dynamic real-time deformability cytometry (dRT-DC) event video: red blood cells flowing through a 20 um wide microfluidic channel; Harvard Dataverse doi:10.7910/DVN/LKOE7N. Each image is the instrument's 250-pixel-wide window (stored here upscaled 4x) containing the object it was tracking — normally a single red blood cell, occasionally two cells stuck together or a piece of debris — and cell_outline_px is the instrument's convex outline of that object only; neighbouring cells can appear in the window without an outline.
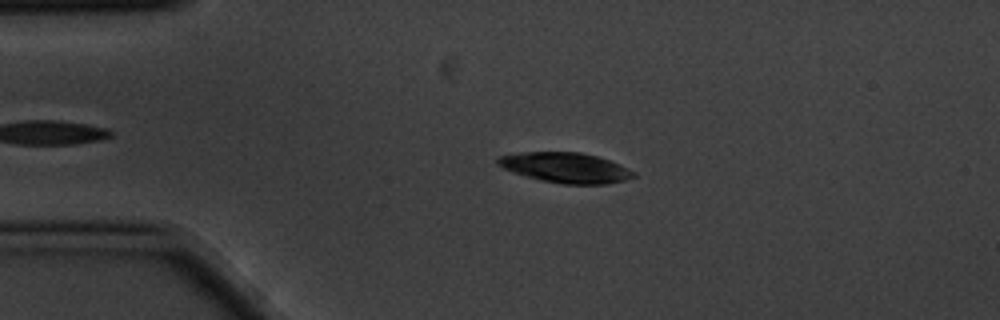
{"species": "common noctule bat (a hibernating species)", "species_latin": "Nyctalus noctula", "temperature_condition": "cold", "stored_images_in_passage": 4, "camera_frame_rate_fps": 3000, "um_per_image_px": 0.085, "animal": {"sex": "male", "body_mass_g": 20.1, "forearm_length_mm": 53.5}, "frame": {"image": 1, "passage_image": 4, "time_ms": 1.0, "image_size_px": [1000, 320], "cell_outline_px": [[636, 176], [624, 180], [604, 184], [564, 184], [540, 180], [504, 168], [496, 164], [496, 156], [520, 152], [580, 152], [596, 156], [620, 164], [636, 172]], "centroid_in_image_um": [48.07, 14.24], "position_along_channel_um": 36.9, "area_um2": 23.76}}